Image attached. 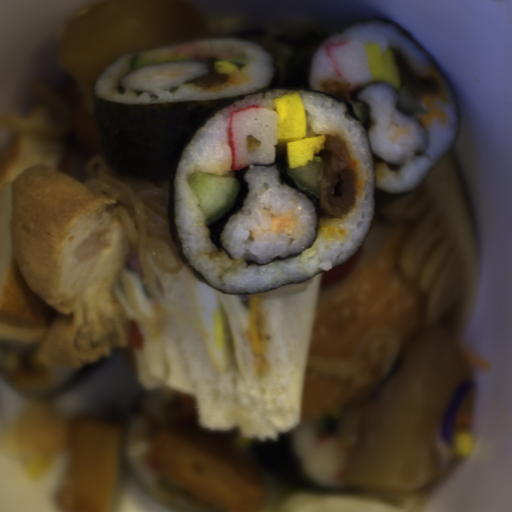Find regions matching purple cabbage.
Instances as JSON below:
<instances>
[{
  "label": "purple cabbage",
  "mask_w": 512,
  "mask_h": 512,
  "mask_svg": "<svg viewBox=\"0 0 512 512\" xmlns=\"http://www.w3.org/2000/svg\"><path fill=\"white\" fill-rule=\"evenodd\" d=\"M477 382L468 380L459 386L447 400L439 417L436 435L439 468L454 466L456 459L458 419L467 396L473 391Z\"/></svg>",
  "instance_id": "purple-cabbage-1"
}]
</instances>
